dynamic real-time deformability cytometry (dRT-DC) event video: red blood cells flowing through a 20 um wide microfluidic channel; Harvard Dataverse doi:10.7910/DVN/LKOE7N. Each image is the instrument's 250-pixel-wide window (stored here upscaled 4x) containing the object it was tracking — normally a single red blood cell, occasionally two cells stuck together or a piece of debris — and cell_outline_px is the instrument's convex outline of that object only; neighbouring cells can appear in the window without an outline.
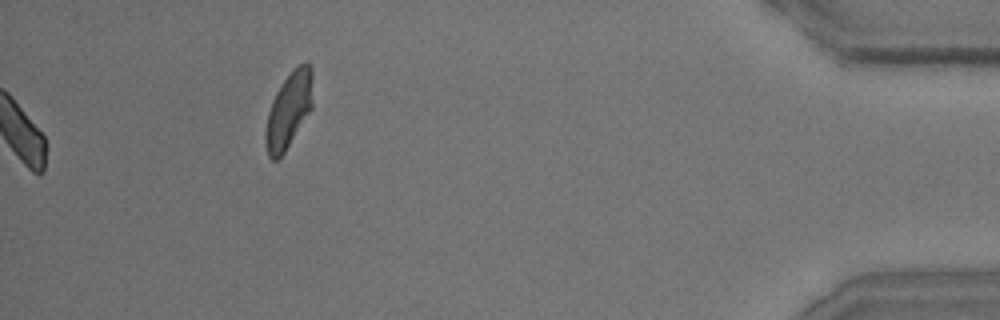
{"species": "common noctule bat (a hibernating species)", "species_latin": "Nyctalus noctula", "temperature_condition": "room temperature", "stored_images_in_passage": 43, "camera_frame_rate_fps": 3000, "um_per_image_px": 0.085, "animal": {"sex": "male", "body_mass_g": 15.6}, "frame": {"image": 1, "passage_image": 43, "time_ms": 14.0, "image_size_px": [1000, 320], "cell_outline_px": [[312, 108], [284, 152], [276, 160], [272, 160], [268, 156], [264, 140], [264, 136], [268, 112], [272, 100], [276, 92], [292, 68], [308, 60], [312, 72]], "centroid_in_image_um": [24.53, 9.33], "position_along_channel_um": 410.7, "area_um2": 20.81}, "authors_computed_cell_mechanics": {"area_um2": 20.519, "velocity_mm_per_s": 4.0783, "shape_relaxation_time_tau1_ms": 4.2566, "shape_relaxation_time_tau2_ms": 2.0459, "deformation_change_tau1": 0.1434, "deformation_change_tau2": 0.0867}}